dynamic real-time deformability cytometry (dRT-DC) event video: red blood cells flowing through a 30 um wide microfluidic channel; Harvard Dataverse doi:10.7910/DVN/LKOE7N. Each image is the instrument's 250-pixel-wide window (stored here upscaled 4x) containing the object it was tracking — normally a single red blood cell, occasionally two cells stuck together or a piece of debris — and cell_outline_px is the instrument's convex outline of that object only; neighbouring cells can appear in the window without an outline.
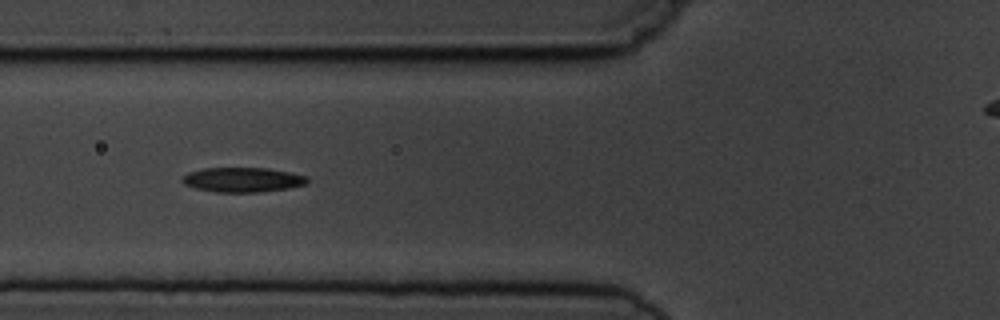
{"species": "common noctule bat (a hibernating species)", "species_latin": "Nyctalus noctula", "temperature_condition": "cold", "stored_images_in_passage": 5, "camera_frame_rate_fps": 3000, "um_per_image_px": 0.085, "animal": {"sex": "male", "body_mass_g": 19.5, "forearm_length_mm": 54.6}, "frame": {"image": 1, "passage_image": 2, "time_ms": 1.0, "image_size_px": [1000, 320], "cell_outline_px": [[308, 184], [288, 188], [260, 192], [216, 192], [196, 188], [184, 184], [180, 180], [188, 172], [204, 168], [268, 168], [308, 176]], "centroid_in_image_um": [20.63, 15.28], "position_along_channel_um": 105.2, "area_um2": 17.98}}
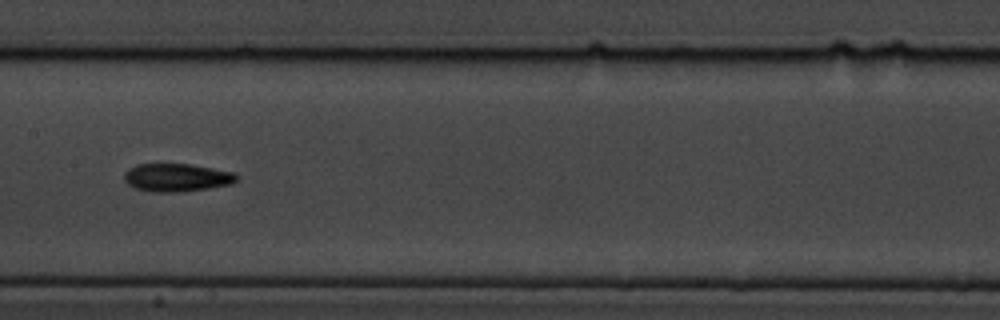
{"frame": {"image": 2, "passage_image": 4, "time_ms": 3.333, "image_size_px": [1000, 320], "cell_outline_px": [[240, 176], [232, 184], [184, 192], [152, 192], [136, 188], [128, 184], [124, 180], [124, 172], [128, 168], [136, 164], [188, 164], [212, 168], [232, 172]], "centroid_in_image_um": [15.01, 15.09], "position_along_channel_um": 192.4, "area_um2": 18.44}}
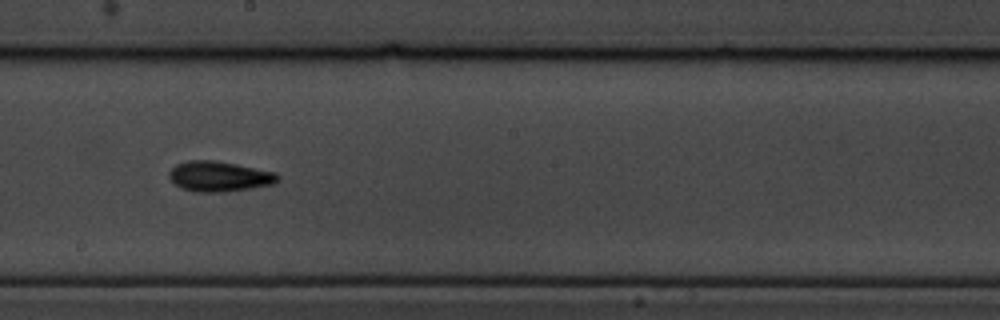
{"frame": {"image": 3, "passage_image": 5, "time_ms": 4.333, "image_size_px": [1000, 320], "cell_outline_px": [[280, 180], [272, 184], [252, 188], [220, 192], [192, 192], [180, 188], [168, 176], [168, 172], [176, 164], [188, 160], [212, 160], [276, 172], [280, 176]], "centroid_in_image_um": [18.61, 15.0], "position_along_channel_um": 229.6, "area_um2": 19.13}}